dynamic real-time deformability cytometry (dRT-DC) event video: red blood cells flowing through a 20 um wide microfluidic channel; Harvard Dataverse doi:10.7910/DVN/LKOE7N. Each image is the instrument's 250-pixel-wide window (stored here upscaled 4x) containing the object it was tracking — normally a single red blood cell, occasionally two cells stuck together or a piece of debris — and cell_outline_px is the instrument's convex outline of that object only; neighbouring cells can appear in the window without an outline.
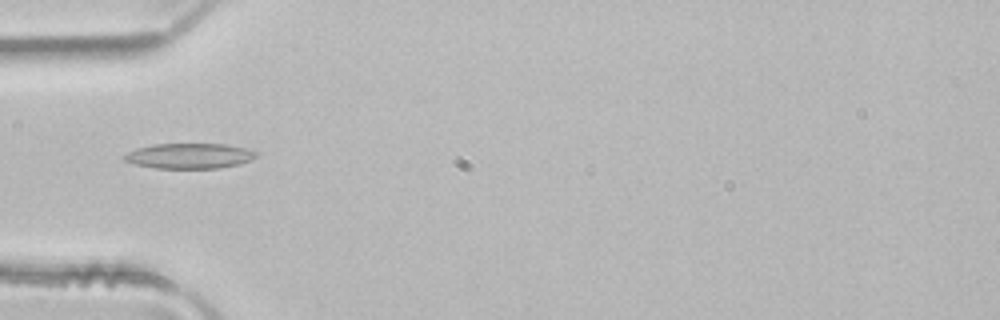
{"species": "common noctule bat (a hibernating species)", "species_latin": "Nyctalus noctula", "temperature_condition": "room temperature", "stored_images_in_passage": 2, "camera_frame_rate_fps": 3000, "um_per_image_px": 0.085, "animal": {"sex": "male", "body_mass_g": 21.5, "forearm_length_mm": 52.0}, "frame": {"image": 1, "passage_image": 2, "time_ms": 0.333, "image_size_px": [1000, 320], "cell_outline_px": [[256, 156], [252, 160], [240, 164], [220, 168], [156, 168], [132, 164], [124, 160], [124, 156], [128, 152], [136, 148], [152, 144], [224, 144], [244, 148], [256, 152]], "centroid_in_image_um": [16.08, 13.25], "position_along_channel_um": 68.9, "area_um2": 19.42}}